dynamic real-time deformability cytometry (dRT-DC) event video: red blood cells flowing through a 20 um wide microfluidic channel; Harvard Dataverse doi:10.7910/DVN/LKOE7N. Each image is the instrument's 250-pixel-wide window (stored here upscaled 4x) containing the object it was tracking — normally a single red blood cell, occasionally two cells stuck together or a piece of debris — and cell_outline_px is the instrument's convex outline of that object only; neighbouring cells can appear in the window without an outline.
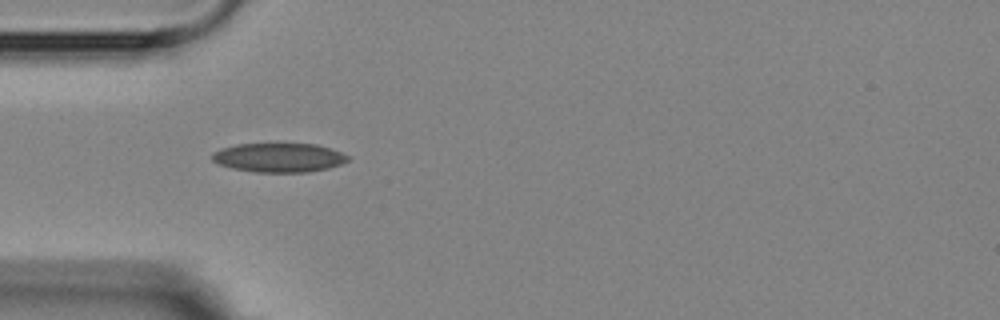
{"species": "Egyptian fruit bat (a non-hibernating species)", "species_latin": "Rousettus aegyptiacus", "temperature_condition": "room temperature", "stored_images_in_passage": 4, "camera_frame_rate_fps": 3000, "um_per_image_px": 0.085, "animal": {"sex": "female"}, "frame": {"image": 1, "passage_image": 1, "time_ms": 0.0, "image_size_px": [1000, 320], "cell_outline_px": [[348, 160], [340, 164], [328, 168], [308, 172], [256, 172], [232, 168], [220, 164], [212, 160], [212, 152], [220, 148], [236, 144], [316, 144], [340, 152], [348, 156]], "centroid_in_image_um": [23.66, 13.39], "position_along_channel_um": 61.3, "area_um2": 22.83}}
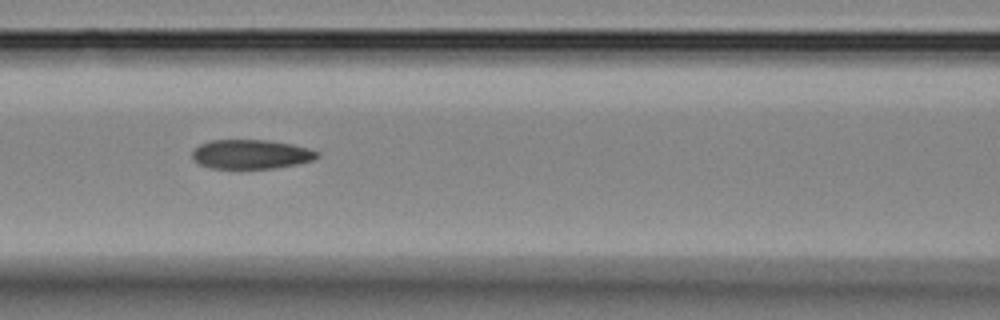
{"frame": {"image": 2, "passage_image": 3, "time_ms": 2.333, "image_size_px": [1000, 320], "cell_outline_px": [[320, 156], [312, 160], [300, 164], [276, 168], [212, 168], [200, 164], [192, 160], [192, 152], [200, 144], [212, 140], [268, 140], [292, 144], [308, 148], [320, 152]], "centroid_in_image_um": [21.37, 13.11], "position_along_channel_um": 145.2, "area_um2": 21.39}}
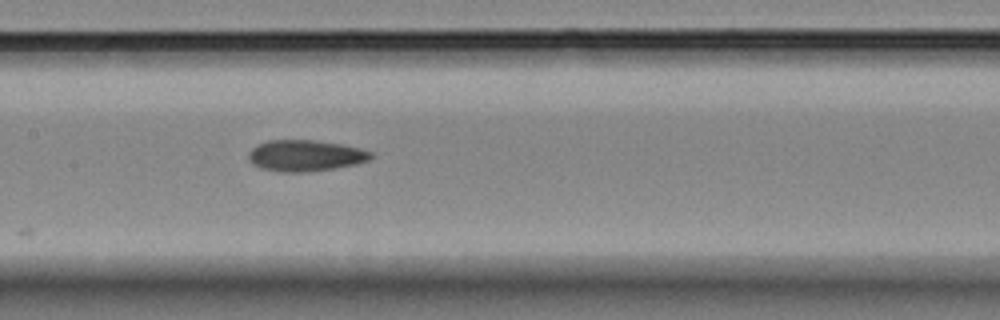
{"frame": {"image": 3, "passage_image": 4, "time_ms": 3.333, "image_size_px": [1000, 320], "cell_outline_px": [[372, 156], [368, 160], [356, 164], [332, 168], [304, 172], [284, 172], [260, 168], [252, 164], [248, 156], [248, 152], [256, 144], [268, 140], [316, 140], [340, 144], [360, 148], [372, 152]], "centroid_in_image_um": [25.91, 13.22], "position_along_channel_um": 181.5, "area_um2": 22.2}}